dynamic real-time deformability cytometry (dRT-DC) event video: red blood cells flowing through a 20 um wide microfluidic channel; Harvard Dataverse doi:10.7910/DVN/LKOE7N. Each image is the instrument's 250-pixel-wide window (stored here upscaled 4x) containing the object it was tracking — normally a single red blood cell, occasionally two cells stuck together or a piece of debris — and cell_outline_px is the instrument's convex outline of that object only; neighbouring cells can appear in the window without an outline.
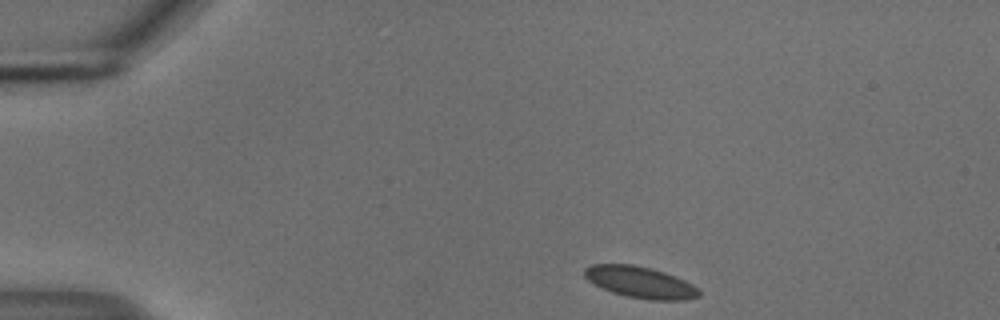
{"species": "common noctule bat (a hibernating species)", "species_latin": "Nyctalus noctula", "temperature_condition": "cold", "stored_images_in_passage": 46, "camera_frame_rate_fps": 3000, "um_per_image_px": 0.085, "animal": {"sex": "male", "body_mass_g": 18.8}, "frame": {"image": 1, "passage_image": 1, "time_ms": 0.0, "image_size_px": [1000, 320], "cell_outline_px": [[700, 296], [684, 300], [652, 300], [628, 296], [612, 292], [588, 280], [584, 276], [584, 268], [592, 264], [632, 264], [652, 268], [676, 276], [692, 284], [700, 292]], "centroid_in_image_um": [54.43, 23.98], "position_along_channel_um": 30.6, "area_um2": 20.81}}
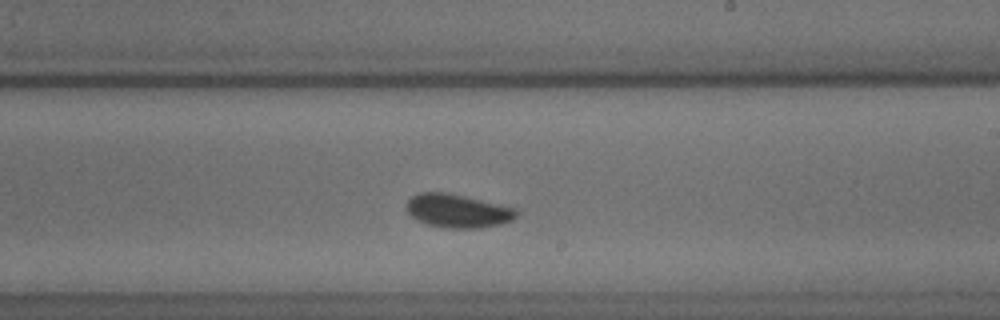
{"frame": {"image": 2, "passage_image": 24, "time_ms": 7.667, "image_size_px": [1000, 320], "cell_outline_px": [[516, 216], [512, 220], [500, 224], [476, 228], [444, 228], [428, 224], [416, 220], [404, 208], [408, 200], [412, 196], [420, 192], [448, 192], [516, 208]], "centroid_in_image_um": [38.86, 17.92], "position_along_channel_um": 250.1, "area_um2": 21.44}}
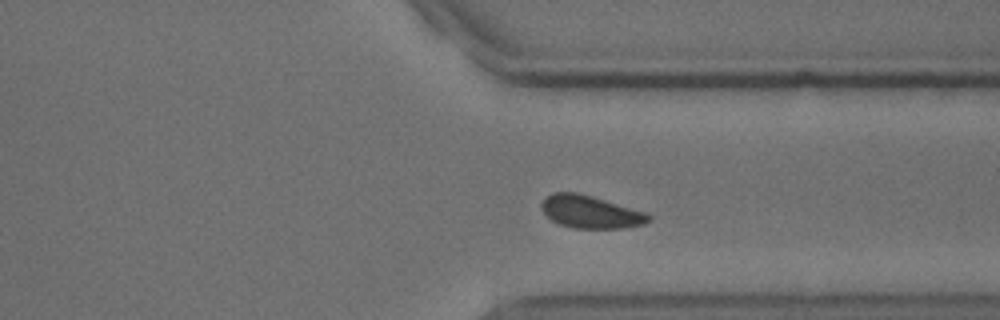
{"frame": {"image": 3, "passage_image": 33, "time_ms": 10.667, "image_size_px": [1000, 320], "cell_outline_px": [[652, 220], [644, 224], [624, 228], [572, 228], [560, 224], [552, 220], [544, 212], [540, 204], [552, 192], [576, 192], [592, 196], [648, 212], [652, 216]], "centroid_in_image_um": [50.25, 18.01], "position_along_channel_um": 361.1, "area_um2": 20.46}, "authors_computed_cell_mechanics": {"area_um2": 20.6635, "velocity_mm_per_s": 3.6908, "shape_relaxation_time_tau1_ms": null, "shape_relaxation_time_tau2_ms": 0.9943, "deformation_change_tau1": null, "deformation_change_tau2": 0.0587}}